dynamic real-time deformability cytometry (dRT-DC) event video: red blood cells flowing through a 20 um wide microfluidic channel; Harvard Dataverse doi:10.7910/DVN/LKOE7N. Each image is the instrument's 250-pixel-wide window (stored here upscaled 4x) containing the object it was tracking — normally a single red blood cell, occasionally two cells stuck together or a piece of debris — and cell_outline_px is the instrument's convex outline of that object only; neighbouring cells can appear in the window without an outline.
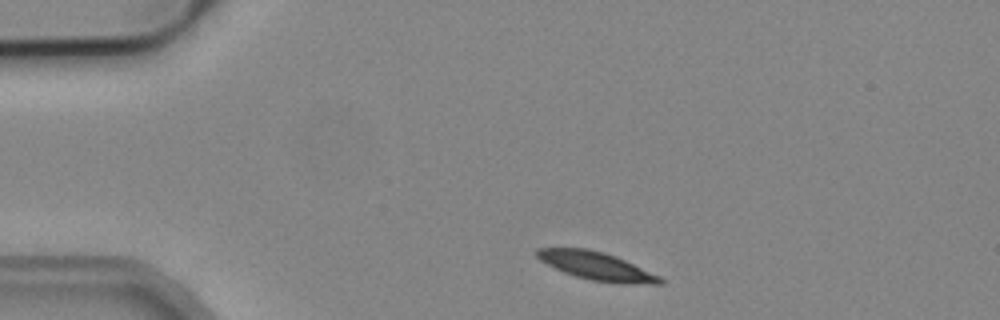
{"species": "common noctule bat (a hibernating species)", "species_latin": "Nyctalus noctula", "temperature_condition": "cold", "stored_images_in_passage": 4, "camera_frame_rate_fps": 3000, "um_per_image_px": 0.085, "animal": {"sex": "male", "body_mass_g": 19.2, "forearm_length_mm": 51.8}, "frame": {"image": 1, "passage_image": 1, "time_ms": 0.0, "image_size_px": [1000, 320], "cell_outline_px": [[664, 284], [620, 284], [592, 280], [576, 276], [564, 272], [540, 260], [536, 256], [536, 248], [588, 248], [604, 252], [616, 256], [660, 276], [664, 280]], "centroid_in_image_um": [50.74, 22.62], "position_along_channel_um": 34.3, "area_um2": 20.11}}
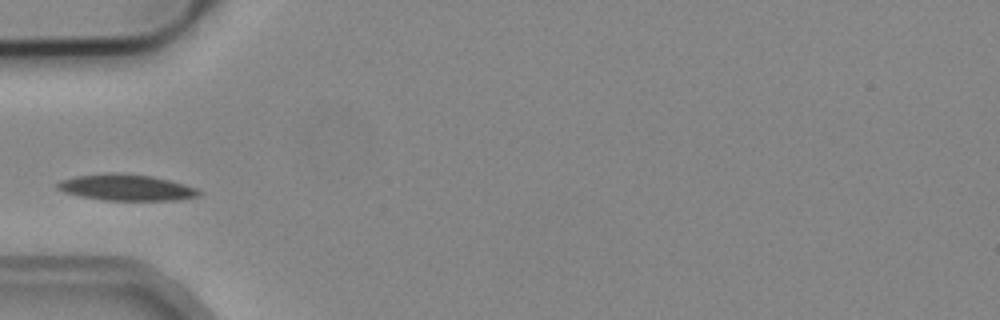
{"frame": {"image": 2, "passage_image": 3, "time_ms": 0.667, "image_size_px": [1000, 320], "cell_outline_px": [[204, 192], [200, 196], [176, 200], [104, 200], [80, 196], [64, 192], [56, 188], [56, 184], [60, 180], [76, 176], [108, 172], [116, 172], [152, 176], [184, 184], [196, 188]], "centroid_in_image_um": [10.74, 15.93], "position_along_channel_um": 74.3, "area_um2": 21.73}}